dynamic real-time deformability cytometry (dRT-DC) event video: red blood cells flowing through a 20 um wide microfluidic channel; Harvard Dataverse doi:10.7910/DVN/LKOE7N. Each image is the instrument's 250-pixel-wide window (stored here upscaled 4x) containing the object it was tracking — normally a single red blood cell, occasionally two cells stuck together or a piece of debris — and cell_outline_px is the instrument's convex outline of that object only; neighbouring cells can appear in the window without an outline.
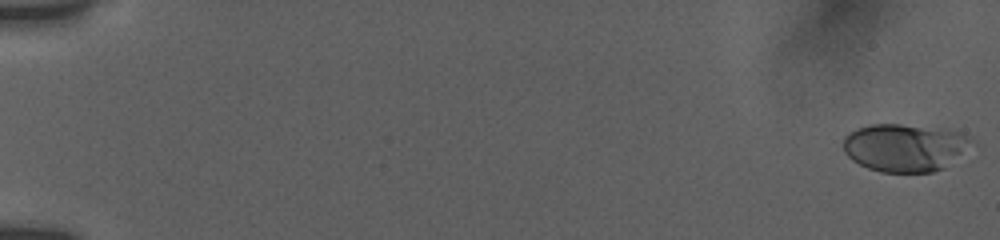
{"species": "human", "species_latin": "Homo sapiens", "temperature_condition": "room temperature", "stored_images_in_passage": 14, "camera_frame_rate_fps": 3000, "um_per_image_px": 0.085, "donor": {"sex": "female"}, "frame": {"image": 1, "passage_image": 1, "time_ms": 0.0, "image_size_px": [1000, 240], "cell_outline_px": [[976, 144], [944, 168], [932, 172], [880, 172], [868, 168], [852, 160], [844, 152], [844, 136], [856, 128], [868, 124], [900, 124], [960, 132], [972, 136]], "centroid_in_image_um": [76.94, 12.54], "position_along_channel_um": 8.1, "area_um2": 35.95}}
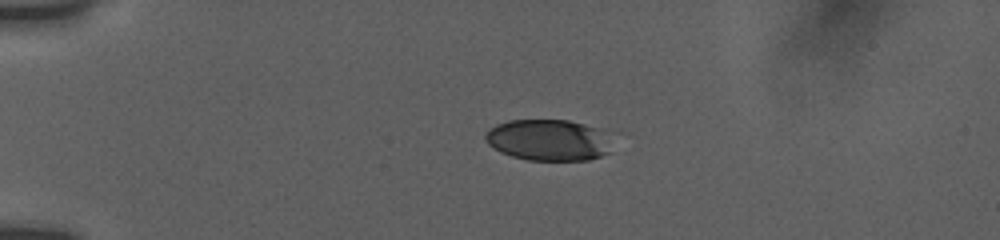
{"frame": {"image": 2, "passage_image": 8, "time_ms": 4.333, "image_size_px": [1000, 240], "cell_outline_px": [[608, 152], [600, 156], [588, 160], [528, 160], [512, 156], [500, 152], [488, 144], [484, 140], [484, 136], [496, 124], [508, 120], [568, 120], [584, 124], [596, 128]], "centroid_in_image_um": [46.45, 11.91], "position_along_channel_um": 38.6, "area_um2": 29.48}}
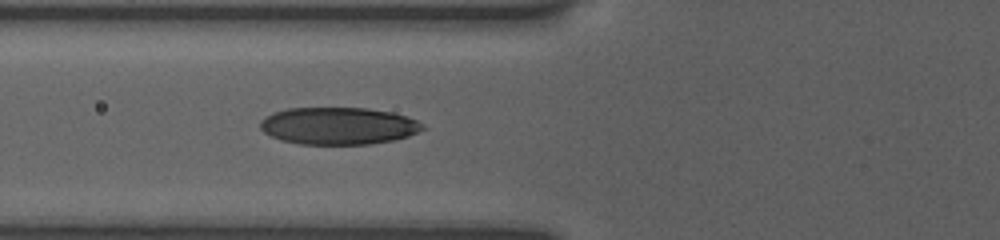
{"frame": {"image": 3, "passage_image": 14, "time_ms": 7.333, "image_size_px": [1000, 240], "cell_outline_px": [[428, 128], [408, 136], [392, 140], [368, 144], [300, 144], [280, 140], [264, 132], [260, 128], [260, 120], [272, 112], [288, 108], [368, 108], [392, 112], [408, 116], [424, 124]], "centroid_in_image_um": [28.78, 10.69], "position_along_channel_um": 97.0, "area_um2": 35.43}}